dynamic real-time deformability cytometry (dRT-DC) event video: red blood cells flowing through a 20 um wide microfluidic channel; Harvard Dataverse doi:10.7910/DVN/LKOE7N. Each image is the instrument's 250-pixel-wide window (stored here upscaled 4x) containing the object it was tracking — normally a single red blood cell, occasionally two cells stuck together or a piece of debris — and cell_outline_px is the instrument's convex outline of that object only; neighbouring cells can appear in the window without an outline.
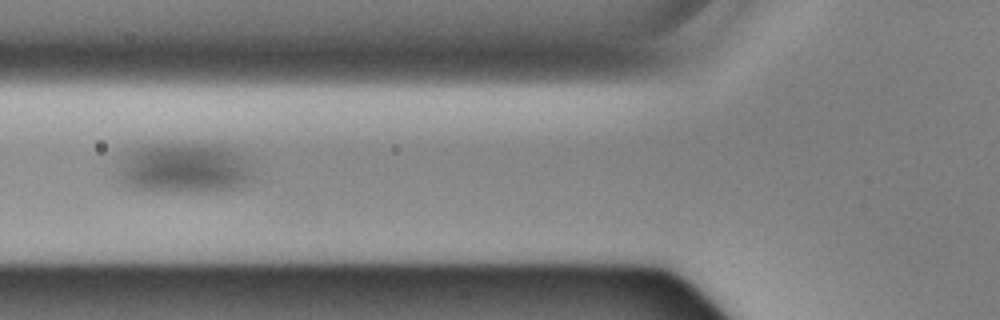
{"species": "Egyptian fruit bat (a non-hibernating species)", "species_latin": "Rousettus aegyptiacus", "temperature_condition": "cold", "stored_images_in_passage": 43, "camera_frame_rate_fps": 3000, "um_per_image_px": 0.085, "animal": {"sex": "male"}, "frame": {"image": 1, "passage_image": 7, "time_ms": 2.0, "image_size_px": [1000, 320], "cell_outline_px": [[244, 180], [232, 188], [148, 188], [132, 184], [124, 176], [124, 168], [132, 156], [148, 148], [208, 148], [224, 152], [244, 172]], "centroid_in_image_um": [15.56, 14.36], "position_along_channel_um": 110.2, "area_um2": 30.11}}
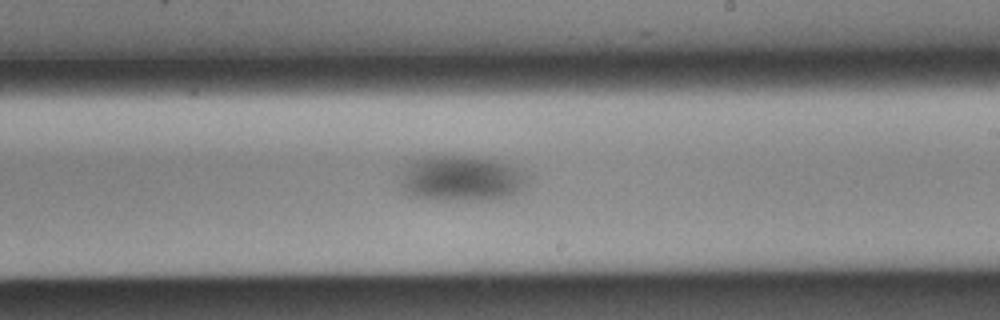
{"frame": {"image": 2, "passage_image": 19, "time_ms": 6.0, "image_size_px": [1000, 320], "cell_outline_px": [[520, 180], [516, 188], [512, 192], [500, 196], [424, 196], [412, 192], [404, 184], [408, 172], [412, 164], [420, 160], [444, 156], [484, 160], [500, 164], [512, 168], [520, 172]], "centroid_in_image_um": [39.18, 15.11], "position_along_channel_um": 249.8, "area_um2": 27.57}}
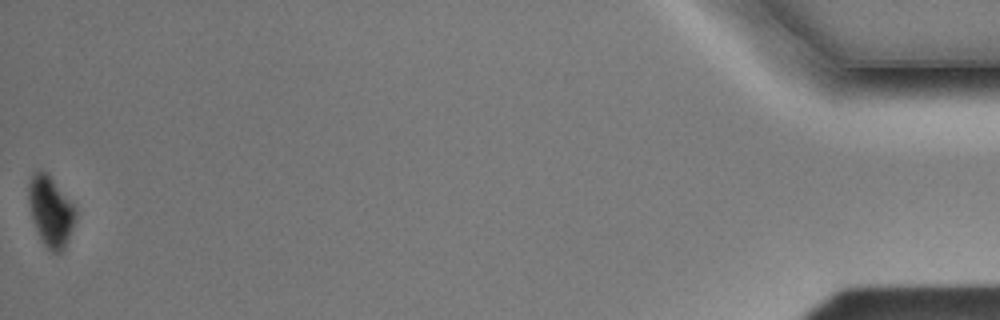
{"frame": {"image": 3, "passage_image": 43, "time_ms": 14.0, "image_size_px": [1000, 320], "cell_outline_px": [[76, 220], [64, 252], [52, 252], [44, 244], [36, 228], [28, 204], [28, 184], [32, 172], [48, 172], [76, 208]], "centroid_in_image_um": [4.32, 17.96], "position_along_channel_um": 430.9, "area_um2": 19.31}}